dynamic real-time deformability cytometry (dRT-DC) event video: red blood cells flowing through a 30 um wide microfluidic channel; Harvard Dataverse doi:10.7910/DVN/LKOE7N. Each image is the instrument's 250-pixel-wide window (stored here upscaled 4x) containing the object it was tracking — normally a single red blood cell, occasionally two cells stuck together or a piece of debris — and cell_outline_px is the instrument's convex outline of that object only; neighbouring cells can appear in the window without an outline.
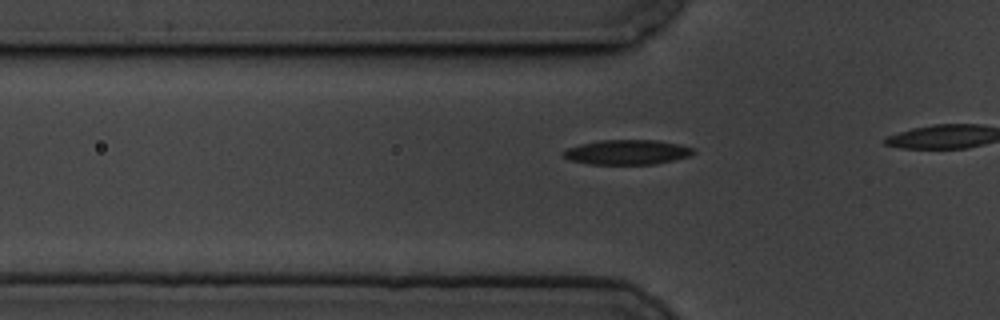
{"species": "common noctule bat (a hibernating species)", "species_latin": "Nyctalus noctula", "temperature_condition": "cold", "stored_images_in_passage": 12, "camera_frame_rate_fps": 3000, "um_per_image_px": 0.085, "animal": {"sex": "male", "body_mass_g": 19.5, "forearm_length_mm": 54.6}, "frame": {"image": 1, "passage_image": 6, "time_ms": 1.667, "image_size_px": [1000, 320], "cell_outline_px": [[696, 152], [688, 156], [656, 164], [588, 164], [572, 160], [564, 156], [560, 152], [568, 148], [580, 144], [600, 140], [656, 140], [680, 144], [692, 148]], "centroid_in_image_um": [53.3, 12.93], "position_along_channel_um": 72.5, "area_um2": 18.67}}
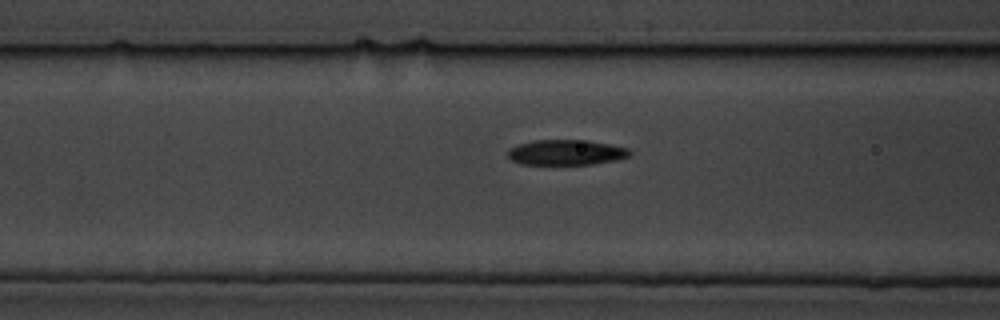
{"frame": {"image": 2, "passage_image": 10, "time_ms": 3.0, "image_size_px": [1000, 320], "cell_outline_px": [[632, 152], [628, 156], [616, 160], [592, 164], [520, 164], [512, 160], [508, 156], [508, 148], [532, 140], [588, 140], [628, 148]], "centroid_in_image_um": [48.11, 12.95], "position_along_channel_um": 118.5, "area_um2": 17.92}}